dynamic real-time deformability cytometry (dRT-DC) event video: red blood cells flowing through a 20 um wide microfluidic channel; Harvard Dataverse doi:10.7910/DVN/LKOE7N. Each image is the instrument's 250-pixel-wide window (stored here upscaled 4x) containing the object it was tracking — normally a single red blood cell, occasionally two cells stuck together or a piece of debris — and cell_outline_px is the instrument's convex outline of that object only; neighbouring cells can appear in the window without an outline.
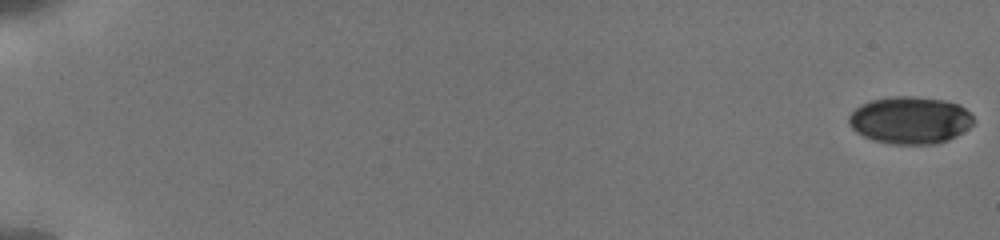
{"species": "human", "species_latin": "Homo sapiens", "temperature_condition": "cold", "stored_images_in_passage": 18, "camera_frame_rate_fps": 3000, "um_per_image_px": 0.085, "donor": {"sex": "male"}, "frame": {"image": 1, "passage_image": 1, "time_ms": 0.0, "image_size_px": [1000, 240], "cell_outline_px": [[972, 124], [968, 128], [956, 136], [948, 140], [936, 144], [892, 144], [872, 140], [856, 132], [848, 124], [848, 116], [860, 104], [872, 100], [892, 96], [916, 96], [944, 100], [960, 104], [972, 116]], "centroid_in_image_um": [77.33, 10.21], "position_along_channel_um": 7.7, "area_um2": 34.45}}
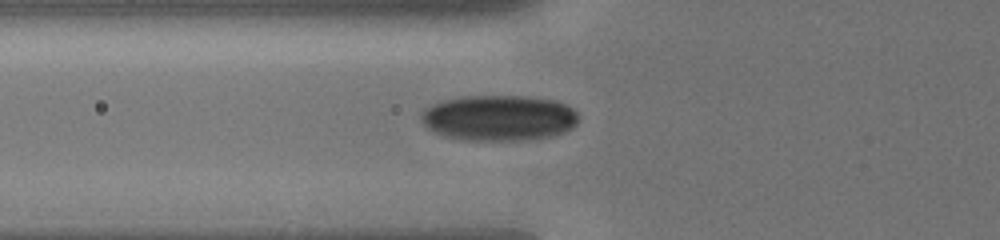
{"frame": {"image": 2, "passage_image": 16, "time_ms": 7.333, "image_size_px": [1000, 240], "cell_outline_px": [[580, 120], [572, 128], [556, 136], [524, 140], [464, 140], [444, 136], [428, 128], [420, 120], [420, 112], [424, 108], [432, 104], [444, 100], [460, 96], [528, 96], [556, 100], [572, 108], [580, 116]], "centroid_in_image_um": [42.42, 10.02], "position_along_channel_um": 83.4, "area_um2": 42.43}}
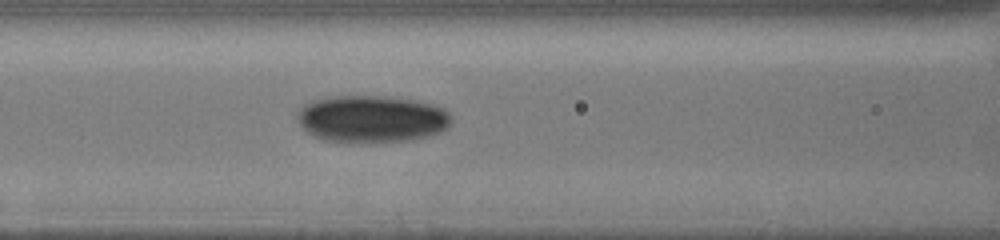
{"frame": {"image": 3, "passage_image": 18, "time_ms": 8.667, "image_size_px": [1000, 240], "cell_outline_px": [[452, 124], [440, 132], [428, 136], [412, 140], [324, 140], [312, 136], [300, 124], [296, 116], [296, 112], [304, 104], [312, 100], [332, 96], [384, 96], [420, 100], [444, 108], [452, 116]], "centroid_in_image_um": [31.62, 10.06], "position_along_channel_um": 135.0, "area_um2": 42.02}}